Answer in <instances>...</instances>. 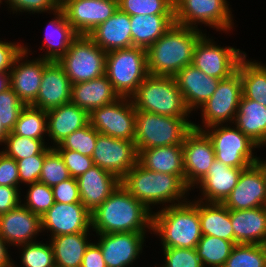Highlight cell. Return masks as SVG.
<instances>
[{
	"label": "cell",
	"instance_id": "6da1fadb",
	"mask_svg": "<svg viewBox=\"0 0 266 267\" xmlns=\"http://www.w3.org/2000/svg\"><path fill=\"white\" fill-rule=\"evenodd\" d=\"M152 211L135 199L121 184L91 213L92 230L96 233L152 230ZM148 229H147V228ZM146 229V230H145Z\"/></svg>",
	"mask_w": 266,
	"mask_h": 267
},
{
	"label": "cell",
	"instance_id": "7a4b0ae2",
	"mask_svg": "<svg viewBox=\"0 0 266 267\" xmlns=\"http://www.w3.org/2000/svg\"><path fill=\"white\" fill-rule=\"evenodd\" d=\"M204 34L199 29L174 23L147 49V70L153 76L174 77L191 65L194 48Z\"/></svg>",
	"mask_w": 266,
	"mask_h": 267
},
{
	"label": "cell",
	"instance_id": "3957f363",
	"mask_svg": "<svg viewBox=\"0 0 266 267\" xmlns=\"http://www.w3.org/2000/svg\"><path fill=\"white\" fill-rule=\"evenodd\" d=\"M164 206L152 215V231L163 248H196L202 236L199 200Z\"/></svg>",
	"mask_w": 266,
	"mask_h": 267
},
{
	"label": "cell",
	"instance_id": "277c9868",
	"mask_svg": "<svg viewBox=\"0 0 266 267\" xmlns=\"http://www.w3.org/2000/svg\"><path fill=\"white\" fill-rule=\"evenodd\" d=\"M120 182L135 199L143 203L149 210L153 204L172 203L171 205H177L184 203L187 200L185 194L191 190L179 176L153 172L144 168L139 162Z\"/></svg>",
	"mask_w": 266,
	"mask_h": 267
},
{
	"label": "cell",
	"instance_id": "5b68a950",
	"mask_svg": "<svg viewBox=\"0 0 266 267\" xmlns=\"http://www.w3.org/2000/svg\"><path fill=\"white\" fill-rule=\"evenodd\" d=\"M131 99L136 111L181 118L191 113L172 76L148 75Z\"/></svg>",
	"mask_w": 266,
	"mask_h": 267
},
{
	"label": "cell",
	"instance_id": "8992f818",
	"mask_svg": "<svg viewBox=\"0 0 266 267\" xmlns=\"http://www.w3.org/2000/svg\"><path fill=\"white\" fill-rule=\"evenodd\" d=\"M192 128L188 118L136 111L134 142L138 153L153 147L182 145Z\"/></svg>",
	"mask_w": 266,
	"mask_h": 267
},
{
	"label": "cell",
	"instance_id": "52a82bcc",
	"mask_svg": "<svg viewBox=\"0 0 266 267\" xmlns=\"http://www.w3.org/2000/svg\"><path fill=\"white\" fill-rule=\"evenodd\" d=\"M105 75L120 97L131 98L149 75L147 50L133 46L107 52Z\"/></svg>",
	"mask_w": 266,
	"mask_h": 267
},
{
	"label": "cell",
	"instance_id": "ba28073f",
	"mask_svg": "<svg viewBox=\"0 0 266 267\" xmlns=\"http://www.w3.org/2000/svg\"><path fill=\"white\" fill-rule=\"evenodd\" d=\"M106 54L87 35H79L57 62L71 83L77 84L105 75Z\"/></svg>",
	"mask_w": 266,
	"mask_h": 267
},
{
	"label": "cell",
	"instance_id": "9c48e42d",
	"mask_svg": "<svg viewBox=\"0 0 266 267\" xmlns=\"http://www.w3.org/2000/svg\"><path fill=\"white\" fill-rule=\"evenodd\" d=\"M206 130L203 131L212 142L216 160L240 169L255 164L256 156L252 152L259 146L236 126L230 128L227 124H217L207 127Z\"/></svg>",
	"mask_w": 266,
	"mask_h": 267
},
{
	"label": "cell",
	"instance_id": "30bf717a",
	"mask_svg": "<svg viewBox=\"0 0 266 267\" xmlns=\"http://www.w3.org/2000/svg\"><path fill=\"white\" fill-rule=\"evenodd\" d=\"M242 97L241 76L238 71L219 81L212 96L201 105L203 127L193 123V128L205 130L212 125L234 123L238 105Z\"/></svg>",
	"mask_w": 266,
	"mask_h": 267
},
{
	"label": "cell",
	"instance_id": "8fae6325",
	"mask_svg": "<svg viewBox=\"0 0 266 267\" xmlns=\"http://www.w3.org/2000/svg\"><path fill=\"white\" fill-rule=\"evenodd\" d=\"M91 126L100 134L134 141L136 109L131 98L120 97L115 102L89 113Z\"/></svg>",
	"mask_w": 266,
	"mask_h": 267
},
{
	"label": "cell",
	"instance_id": "7c38bea8",
	"mask_svg": "<svg viewBox=\"0 0 266 267\" xmlns=\"http://www.w3.org/2000/svg\"><path fill=\"white\" fill-rule=\"evenodd\" d=\"M245 54L234 47L216 46L214 41L206 38L204 34L194 48L192 65L206 75L221 80L237 71L239 62Z\"/></svg>",
	"mask_w": 266,
	"mask_h": 267
},
{
	"label": "cell",
	"instance_id": "4fadbf2b",
	"mask_svg": "<svg viewBox=\"0 0 266 267\" xmlns=\"http://www.w3.org/2000/svg\"><path fill=\"white\" fill-rule=\"evenodd\" d=\"M226 0H186L175 12V23L198 29L199 22L216 28L218 31H230L233 16Z\"/></svg>",
	"mask_w": 266,
	"mask_h": 267
},
{
	"label": "cell",
	"instance_id": "5bb4252c",
	"mask_svg": "<svg viewBox=\"0 0 266 267\" xmlns=\"http://www.w3.org/2000/svg\"><path fill=\"white\" fill-rule=\"evenodd\" d=\"M139 153L134 141L98 134L93 164L122 179L138 163Z\"/></svg>",
	"mask_w": 266,
	"mask_h": 267
},
{
	"label": "cell",
	"instance_id": "9a60e30c",
	"mask_svg": "<svg viewBox=\"0 0 266 267\" xmlns=\"http://www.w3.org/2000/svg\"><path fill=\"white\" fill-rule=\"evenodd\" d=\"M183 160L185 183L191 189L208 173L216 160L212 142L203 130L192 128L184 138Z\"/></svg>",
	"mask_w": 266,
	"mask_h": 267
},
{
	"label": "cell",
	"instance_id": "2e32d148",
	"mask_svg": "<svg viewBox=\"0 0 266 267\" xmlns=\"http://www.w3.org/2000/svg\"><path fill=\"white\" fill-rule=\"evenodd\" d=\"M69 24L78 35H89L118 9V0H61Z\"/></svg>",
	"mask_w": 266,
	"mask_h": 267
},
{
	"label": "cell",
	"instance_id": "e0dca14e",
	"mask_svg": "<svg viewBox=\"0 0 266 267\" xmlns=\"http://www.w3.org/2000/svg\"><path fill=\"white\" fill-rule=\"evenodd\" d=\"M42 231L48 229L52 237L89 232L92 227L91 213L81 202H55L42 216Z\"/></svg>",
	"mask_w": 266,
	"mask_h": 267
},
{
	"label": "cell",
	"instance_id": "ac0fdd59",
	"mask_svg": "<svg viewBox=\"0 0 266 267\" xmlns=\"http://www.w3.org/2000/svg\"><path fill=\"white\" fill-rule=\"evenodd\" d=\"M96 234L100 236L96 244L102 251L107 267H129L132 265L142 253L144 238H146L144 233L135 232Z\"/></svg>",
	"mask_w": 266,
	"mask_h": 267
},
{
	"label": "cell",
	"instance_id": "d6986e66",
	"mask_svg": "<svg viewBox=\"0 0 266 267\" xmlns=\"http://www.w3.org/2000/svg\"><path fill=\"white\" fill-rule=\"evenodd\" d=\"M222 204L229 210L266 206L265 179L256 164L242 170L236 186Z\"/></svg>",
	"mask_w": 266,
	"mask_h": 267
},
{
	"label": "cell",
	"instance_id": "ffe728a7",
	"mask_svg": "<svg viewBox=\"0 0 266 267\" xmlns=\"http://www.w3.org/2000/svg\"><path fill=\"white\" fill-rule=\"evenodd\" d=\"M27 54L28 48L25 46L24 51L15 59L9 72L10 87L26 106L35 102L42 81V74L45 66L50 62L47 59L37 58L20 63L23 58L28 57Z\"/></svg>",
	"mask_w": 266,
	"mask_h": 267
},
{
	"label": "cell",
	"instance_id": "44dd1931",
	"mask_svg": "<svg viewBox=\"0 0 266 267\" xmlns=\"http://www.w3.org/2000/svg\"><path fill=\"white\" fill-rule=\"evenodd\" d=\"M42 232L41 216L34 214L23 203L0 215V236L8 245L19 246L34 242Z\"/></svg>",
	"mask_w": 266,
	"mask_h": 267
},
{
	"label": "cell",
	"instance_id": "7402d4cb",
	"mask_svg": "<svg viewBox=\"0 0 266 267\" xmlns=\"http://www.w3.org/2000/svg\"><path fill=\"white\" fill-rule=\"evenodd\" d=\"M72 83L57 61H50L42 74L38 95L31 105L48 111L71 102Z\"/></svg>",
	"mask_w": 266,
	"mask_h": 267
},
{
	"label": "cell",
	"instance_id": "603a6c76",
	"mask_svg": "<svg viewBox=\"0 0 266 267\" xmlns=\"http://www.w3.org/2000/svg\"><path fill=\"white\" fill-rule=\"evenodd\" d=\"M80 201L92 213L121 184L114 174L94 165L77 178Z\"/></svg>",
	"mask_w": 266,
	"mask_h": 267
},
{
	"label": "cell",
	"instance_id": "cb8c5ba5",
	"mask_svg": "<svg viewBox=\"0 0 266 267\" xmlns=\"http://www.w3.org/2000/svg\"><path fill=\"white\" fill-rule=\"evenodd\" d=\"M174 77L190 111L200 108L212 96L220 81L192 64L185 66Z\"/></svg>",
	"mask_w": 266,
	"mask_h": 267
},
{
	"label": "cell",
	"instance_id": "d4e9b609",
	"mask_svg": "<svg viewBox=\"0 0 266 267\" xmlns=\"http://www.w3.org/2000/svg\"><path fill=\"white\" fill-rule=\"evenodd\" d=\"M130 16L119 9L91 31L88 37L106 53L133 47Z\"/></svg>",
	"mask_w": 266,
	"mask_h": 267
},
{
	"label": "cell",
	"instance_id": "484cf974",
	"mask_svg": "<svg viewBox=\"0 0 266 267\" xmlns=\"http://www.w3.org/2000/svg\"><path fill=\"white\" fill-rule=\"evenodd\" d=\"M243 169L230 167L215 160L207 175L197 184L203 197L200 201L223 203L236 186Z\"/></svg>",
	"mask_w": 266,
	"mask_h": 267
},
{
	"label": "cell",
	"instance_id": "4316f807",
	"mask_svg": "<svg viewBox=\"0 0 266 267\" xmlns=\"http://www.w3.org/2000/svg\"><path fill=\"white\" fill-rule=\"evenodd\" d=\"M47 112L48 137L58 146L67 136L90 123L89 113L72 102Z\"/></svg>",
	"mask_w": 266,
	"mask_h": 267
},
{
	"label": "cell",
	"instance_id": "83f0119b",
	"mask_svg": "<svg viewBox=\"0 0 266 267\" xmlns=\"http://www.w3.org/2000/svg\"><path fill=\"white\" fill-rule=\"evenodd\" d=\"M231 223L236 244H265L266 206L231 210Z\"/></svg>",
	"mask_w": 266,
	"mask_h": 267
},
{
	"label": "cell",
	"instance_id": "f1b7e54d",
	"mask_svg": "<svg viewBox=\"0 0 266 267\" xmlns=\"http://www.w3.org/2000/svg\"><path fill=\"white\" fill-rule=\"evenodd\" d=\"M106 75L86 82L72 84L71 102L88 113L119 99Z\"/></svg>",
	"mask_w": 266,
	"mask_h": 267
},
{
	"label": "cell",
	"instance_id": "f546056e",
	"mask_svg": "<svg viewBox=\"0 0 266 267\" xmlns=\"http://www.w3.org/2000/svg\"><path fill=\"white\" fill-rule=\"evenodd\" d=\"M138 162L148 170L176 175L185 182L182 145L143 149L139 152Z\"/></svg>",
	"mask_w": 266,
	"mask_h": 267
},
{
	"label": "cell",
	"instance_id": "4dcf8cb0",
	"mask_svg": "<svg viewBox=\"0 0 266 267\" xmlns=\"http://www.w3.org/2000/svg\"><path fill=\"white\" fill-rule=\"evenodd\" d=\"M132 43L148 49L175 23V14H151L130 16Z\"/></svg>",
	"mask_w": 266,
	"mask_h": 267
},
{
	"label": "cell",
	"instance_id": "1f68e13d",
	"mask_svg": "<svg viewBox=\"0 0 266 267\" xmlns=\"http://www.w3.org/2000/svg\"><path fill=\"white\" fill-rule=\"evenodd\" d=\"M234 122L259 148L266 145V107L261 103L242 96Z\"/></svg>",
	"mask_w": 266,
	"mask_h": 267
},
{
	"label": "cell",
	"instance_id": "d6a6232c",
	"mask_svg": "<svg viewBox=\"0 0 266 267\" xmlns=\"http://www.w3.org/2000/svg\"><path fill=\"white\" fill-rule=\"evenodd\" d=\"M53 14L56 18L49 22L44 36L47 51L40 58L58 61L66 54L70 44L79 36L69 24L64 11L60 8ZM57 15V16H56Z\"/></svg>",
	"mask_w": 266,
	"mask_h": 267
},
{
	"label": "cell",
	"instance_id": "836d02e7",
	"mask_svg": "<svg viewBox=\"0 0 266 267\" xmlns=\"http://www.w3.org/2000/svg\"><path fill=\"white\" fill-rule=\"evenodd\" d=\"M88 232L51 237L54 262L56 267H80L86 249L91 244ZM89 241V242H88Z\"/></svg>",
	"mask_w": 266,
	"mask_h": 267
},
{
	"label": "cell",
	"instance_id": "e575fe53",
	"mask_svg": "<svg viewBox=\"0 0 266 267\" xmlns=\"http://www.w3.org/2000/svg\"><path fill=\"white\" fill-rule=\"evenodd\" d=\"M199 218L202 235L234 241L231 210L222 203H204L199 200Z\"/></svg>",
	"mask_w": 266,
	"mask_h": 267
},
{
	"label": "cell",
	"instance_id": "d590c367",
	"mask_svg": "<svg viewBox=\"0 0 266 267\" xmlns=\"http://www.w3.org/2000/svg\"><path fill=\"white\" fill-rule=\"evenodd\" d=\"M237 71L241 76L242 96L266 107V65L248 61L245 54Z\"/></svg>",
	"mask_w": 266,
	"mask_h": 267
},
{
	"label": "cell",
	"instance_id": "8d00e7d4",
	"mask_svg": "<svg viewBox=\"0 0 266 267\" xmlns=\"http://www.w3.org/2000/svg\"><path fill=\"white\" fill-rule=\"evenodd\" d=\"M236 243L215 236L202 235L196 251L203 267H223Z\"/></svg>",
	"mask_w": 266,
	"mask_h": 267
},
{
	"label": "cell",
	"instance_id": "74e56055",
	"mask_svg": "<svg viewBox=\"0 0 266 267\" xmlns=\"http://www.w3.org/2000/svg\"><path fill=\"white\" fill-rule=\"evenodd\" d=\"M12 132L22 137L45 140L44 134L48 133L47 112L31 105L25 106Z\"/></svg>",
	"mask_w": 266,
	"mask_h": 267
},
{
	"label": "cell",
	"instance_id": "f35d334b",
	"mask_svg": "<svg viewBox=\"0 0 266 267\" xmlns=\"http://www.w3.org/2000/svg\"><path fill=\"white\" fill-rule=\"evenodd\" d=\"M223 267H266L264 244H235Z\"/></svg>",
	"mask_w": 266,
	"mask_h": 267
},
{
	"label": "cell",
	"instance_id": "ab89813d",
	"mask_svg": "<svg viewBox=\"0 0 266 267\" xmlns=\"http://www.w3.org/2000/svg\"><path fill=\"white\" fill-rule=\"evenodd\" d=\"M69 178L71 175L60 153L55 148L47 146L39 182L53 187Z\"/></svg>",
	"mask_w": 266,
	"mask_h": 267
},
{
	"label": "cell",
	"instance_id": "60d3db41",
	"mask_svg": "<svg viewBox=\"0 0 266 267\" xmlns=\"http://www.w3.org/2000/svg\"><path fill=\"white\" fill-rule=\"evenodd\" d=\"M4 144L7 146L2 152L15 161L38 155L47 147L44 140L18 136L13 132L8 133Z\"/></svg>",
	"mask_w": 266,
	"mask_h": 267
},
{
	"label": "cell",
	"instance_id": "b9f144b4",
	"mask_svg": "<svg viewBox=\"0 0 266 267\" xmlns=\"http://www.w3.org/2000/svg\"><path fill=\"white\" fill-rule=\"evenodd\" d=\"M98 134L99 132L89 123L83 128L74 131L54 148L56 150H74L82 155L92 157Z\"/></svg>",
	"mask_w": 266,
	"mask_h": 267
},
{
	"label": "cell",
	"instance_id": "7bdbcfd3",
	"mask_svg": "<svg viewBox=\"0 0 266 267\" xmlns=\"http://www.w3.org/2000/svg\"><path fill=\"white\" fill-rule=\"evenodd\" d=\"M118 9L129 16L174 14L172 0H118Z\"/></svg>",
	"mask_w": 266,
	"mask_h": 267
},
{
	"label": "cell",
	"instance_id": "ee69618b",
	"mask_svg": "<svg viewBox=\"0 0 266 267\" xmlns=\"http://www.w3.org/2000/svg\"><path fill=\"white\" fill-rule=\"evenodd\" d=\"M22 247L21 263L23 267H56L51 244L34 242L19 245Z\"/></svg>",
	"mask_w": 266,
	"mask_h": 267
},
{
	"label": "cell",
	"instance_id": "f6af8a7d",
	"mask_svg": "<svg viewBox=\"0 0 266 267\" xmlns=\"http://www.w3.org/2000/svg\"><path fill=\"white\" fill-rule=\"evenodd\" d=\"M29 185V191L26 194L24 206L34 214L42 216L54 203L52 187L41 182H34Z\"/></svg>",
	"mask_w": 266,
	"mask_h": 267
},
{
	"label": "cell",
	"instance_id": "bcb514c9",
	"mask_svg": "<svg viewBox=\"0 0 266 267\" xmlns=\"http://www.w3.org/2000/svg\"><path fill=\"white\" fill-rule=\"evenodd\" d=\"M25 106L11 87L0 93L1 124L8 133L14 129L19 114Z\"/></svg>",
	"mask_w": 266,
	"mask_h": 267
},
{
	"label": "cell",
	"instance_id": "7dc6e473",
	"mask_svg": "<svg viewBox=\"0 0 266 267\" xmlns=\"http://www.w3.org/2000/svg\"><path fill=\"white\" fill-rule=\"evenodd\" d=\"M165 264L160 267H203L196 248H163Z\"/></svg>",
	"mask_w": 266,
	"mask_h": 267
},
{
	"label": "cell",
	"instance_id": "c3c4849f",
	"mask_svg": "<svg viewBox=\"0 0 266 267\" xmlns=\"http://www.w3.org/2000/svg\"><path fill=\"white\" fill-rule=\"evenodd\" d=\"M45 160V149L38 155L17 160L20 183L26 185L38 182Z\"/></svg>",
	"mask_w": 266,
	"mask_h": 267
},
{
	"label": "cell",
	"instance_id": "681fc988",
	"mask_svg": "<svg viewBox=\"0 0 266 267\" xmlns=\"http://www.w3.org/2000/svg\"><path fill=\"white\" fill-rule=\"evenodd\" d=\"M5 1V0H4ZM9 8H12L13 13L16 12H31V13H41L55 12L61 8V0H6L5 1Z\"/></svg>",
	"mask_w": 266,
	"mask_h": 267
},
{
	"label": "cell",
	"instance_id": "f907efd6",
	"mask_svg": "<svg viewBox=\"0 0 266 267\" xmlns=\"http://www.w3.org/2000/svg\"><path fill=\"white\" fill-rule=\"evenodd\" d=\"M62 156L71 177L78 178L94 166L92 157L74 150H57Z\"/></svg>",
	"mask_w": 266,
	"mask_h": 267
},
{
	"label": "cell",
	"instance_id": "816d5d0a",
	"mask_svg": "<svg viewBox=\"0 0 266 267\" xmlns=\"http://www.w3.org/2000/svg\"><path fill=\"white\" fill-rule=\"evenodd\" d=\"M55 202L76 203L80 201L79 188L76 178H69L52 187Z\"/></svg>",
	"mask_w": 266,
	"mask_h": 267
},
{
	"label": "cell",
	"instance_id": "f5cc1de1",
	"mask_svg": "<svg viewBox=\"0 0 266 267\" xmlns=\"http://www.w3.org/2000/svg\"><path fill=\"white\" fill-rule=\"evenodd\" d=\"M19 183L17 162L0 151V186L19 188Z\"/></svg>",
	"mask_w": 266,
	"mask_h": 267
},
{
	"label": "cell",
	"instance_id": "db71d44e",
	"mask_svg": "<svg viewBox=\"0 0 266 267\" xmlns=\"http://www.w3.org/2000/svg\"><path fill=\"white\" fill-rule=\"evenodd\" d=\"M24 51V46L0 40V72H10L15 59Z\"/></svg>",
	"mask_w": 266,
	"mask_h": 267
},
{
	"label": "cell",
	"instance_id": "11a10c76",
	"mask_svg": "<svg viewBox=\"0 0 266 267\" xmlns=\"http://www.w3.org/2000/svg\"><path fill=\"white\" fill-rule=\"evenodd\" d=\"M19 190L22 189L0 186V215L9 212L21 203Z\"/></svg>",
	"mask_w": 266,
	"mask_h": 267
},
{
	"label": "cell",
	"instance_id": "9f6ffc18",
	"mask_svg": "<svg viewBox=\"0 0 266 267\" xmlns=\"http://www.w3.org/2000/svg\"><path fill=\"white\" fill-rule=\"evenodd\" d=\"M80 267H107L100 247L91 243L84 253Z\"/></svg>",
	"mask_w": 266,
	"mask_h": 267
},
{
	"label": "cell",
	"instance_id": "6f0895ef",
	"mask_svg": "<svg viewBox=\"0 0 266 267\" xmlns=\"http://www.w3.org/2000/svg\"><path fill=\"white\" fill-rule=\"evenodd\" d=\"M7 242L0 236V267H9L12 264V258L8 254ZM7 246V247H6Z\"/></svg>",
	"mask_w": 266,
	"mask_h": 267
},
{
	"label": "cell",
	"instance_id": "680465c9",
	"mask_svg": "<svg viewBox=\"0 0 266 267\" xmlns=\"http://www.w3.org/2000/svg\"><path fill=\"white\" fill-rule=\"evenodd\" d=\"M10 87V73L0 72V93Z\"/></svg>",
	"mask_w": 266,
	"mask_h": 267
},
{
	"label": "cell",
	"instance_id": "91938a15",
	"mask_svg": "<svg viewBox=\"0 0 266 267\" xmlns=\"http://www.w3.org/2000/svg\"><path fill=\"white\" fill-rule=\"evenodd\" d=\"M255 164L261 170L264 176V179H265V184H266V161H261V159L256 157Z\"/></svg>",
	"mask_w": 266,
	"mask_h": 267
},
{
	"label": "cell",
	"instance_id": "94428289",
	"mask_svg": "<svg viewBox=\"0 0 266 267\" xmlns=\"http://www.w3.org/2000/svg\"><path fill=\"white\" fill-rule=\"evenodd\" d=\"M8 135V132L3 128L1 124V118H0V144L4 143L6 136Z\"/></svg>",
	"mask_w": 266,
	"mask_h": 267
},
{
	"label": "cell",
	"instance_id": "6125c7cd",
	"mask_svg": "<svg viewBox=\"0 0 266 267\" xmlns=\"http://www.w3.org/2000/svg\"><path fill=\"white\" fill-rule=\"evenodd\" d=\"M186 0H172V6L174 12L185 2Z\"/></svg>",
	"mask_w": 266,
	"mask_h": 267
},
{
	"label": "cell",
	"instance_id": "be15d7a7",
	"mask_svg": "<svg viewBox=\"0 0 266 267\" xmlns=\"http://www.w3.org/2000/svg\"><path fill=\"white\" fill-rule=\"evenodd\" d=\"M9 267H16L13 263Z\"/></svg>",
	"mask_w": 266,
	"mask_h": 267
}]
</instances>
